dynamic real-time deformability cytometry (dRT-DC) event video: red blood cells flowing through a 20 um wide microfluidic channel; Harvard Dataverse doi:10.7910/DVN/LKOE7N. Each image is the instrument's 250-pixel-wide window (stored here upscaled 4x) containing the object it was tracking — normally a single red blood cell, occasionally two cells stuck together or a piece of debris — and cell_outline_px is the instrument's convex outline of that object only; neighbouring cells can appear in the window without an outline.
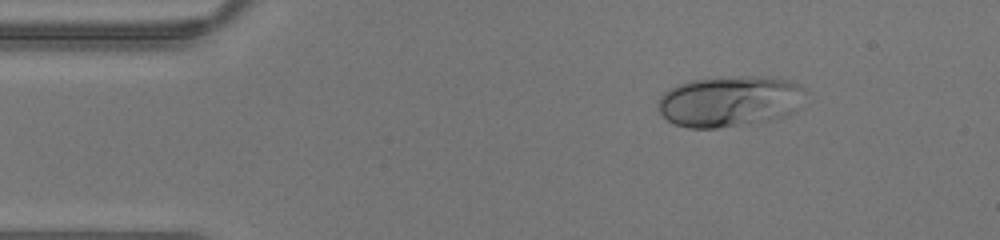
{"species": "human", "species_latin": "Homo sapiens", "temperature_condition": "warm", "stored_images_in_passage": 37, "camera_frame_rate_fps": 3000, "um_per_image_px": 0.085, "donor": {"sex": "male"}, "frame": {"image": 1, "passage_image": 1, "time_ms": 0.0, "image_size_px": [1000, 240], "cell_outline_px": [[804, 88], [796, 112], [788, 116], [772, 120], [720, 128], [688, 128], [676, 124], [668, 120], [660, 112], [656, 104], [656, 100], [664, 92], [676, 84], [692, 80], [740, 76], [752, 76], [792, 80], [800, 84]], "centroid_in_image_um": [62.01, 8.62], "position_along_channel_um": 23.0, "area_um2": 43.93}}
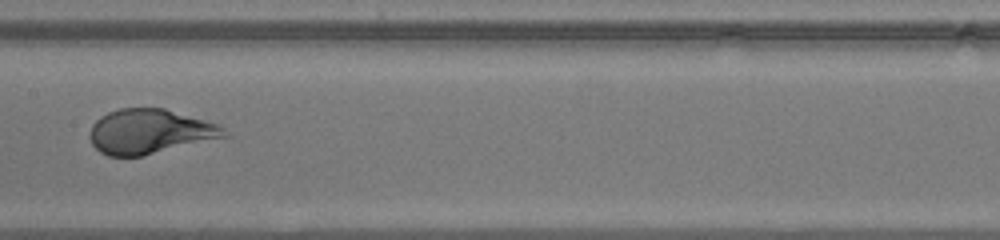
{"frame": {"image": 2, "passage_image": 16, "time_ms": 5.0, "image_size_px": [1000, 240], "cell_outline_px": [[232, 136], [144, 156], [108, 156], [100, 152], [92, 144], [88, 136], [88, 132], [92, 124], [100, 116], [108, 112], [120, 108], [164, 108], [220, 124]], "centroid_in_image_um": [12.76, 11.19], "position_along_channel_um": 194.6, "area_um2": 35.6}}
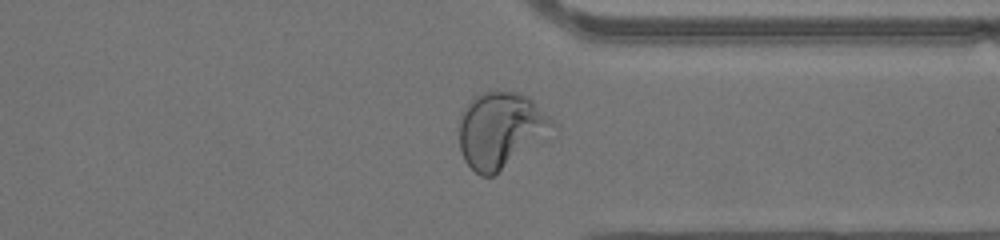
{"frame": {"image": 3, "passage_image": 27, "time_ms": 8.667, "image_size_px": [1000, 240], "cell_outline_px": [[560, 132], [548, 140], [492, 176], [480, 176], [464, 160], [460, 148], [460, 116], [468, 100], [472, 96], [480, 92], [496, 88], [516, 92], [528, 96], [560, 124]], "centroid_in_image_um": [42.68, 11.01], "position_along_channel_um": 368.7, "area_um2": 43.35}}